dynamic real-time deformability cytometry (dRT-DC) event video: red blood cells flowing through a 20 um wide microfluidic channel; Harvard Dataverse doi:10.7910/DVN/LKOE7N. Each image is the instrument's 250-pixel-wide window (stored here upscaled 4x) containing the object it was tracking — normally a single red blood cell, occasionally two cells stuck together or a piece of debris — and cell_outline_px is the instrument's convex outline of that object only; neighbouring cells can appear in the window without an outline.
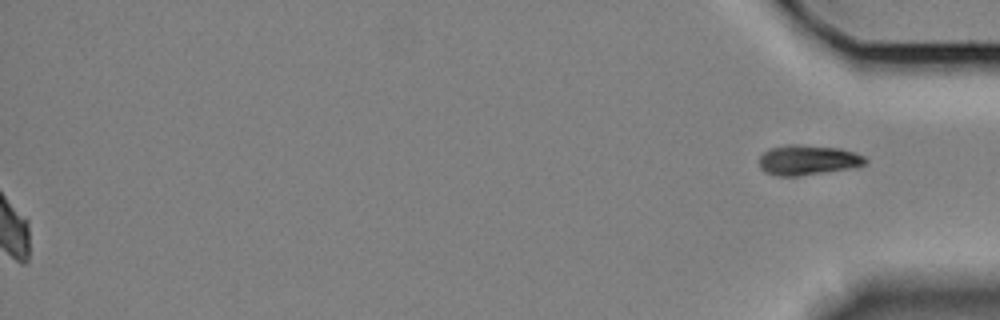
{"species": "Egyptian fruit bat (a non-hibernating species)", "species_latin": "Rousettus aegyptiacus", "temperature_condition": "cold", "stored_images_in_passage": 56, "segment_of_instrument_passage": [2, 2], "camera_frame_rate_fps": 3000, "um_per_image_px": 0.085, "animal": {"sex": "female"}, "frame": {"image": 1, "passage_image": 56, "time_ms": 18.333, "image_size_px": [1000, 320], "cell_outline_px": [[868, 160], [864, 164], [848, 168], [796, 176], [780, 176], [764, 172], [760, 168], [760, 156], [768, 148], [788, 144], [796, 144], [840, 148], [864, 156]], "centroid_in_image_um": [68.61, 13.59], "position_along_channel_um": 366.6, "area_um2": 18.32}}